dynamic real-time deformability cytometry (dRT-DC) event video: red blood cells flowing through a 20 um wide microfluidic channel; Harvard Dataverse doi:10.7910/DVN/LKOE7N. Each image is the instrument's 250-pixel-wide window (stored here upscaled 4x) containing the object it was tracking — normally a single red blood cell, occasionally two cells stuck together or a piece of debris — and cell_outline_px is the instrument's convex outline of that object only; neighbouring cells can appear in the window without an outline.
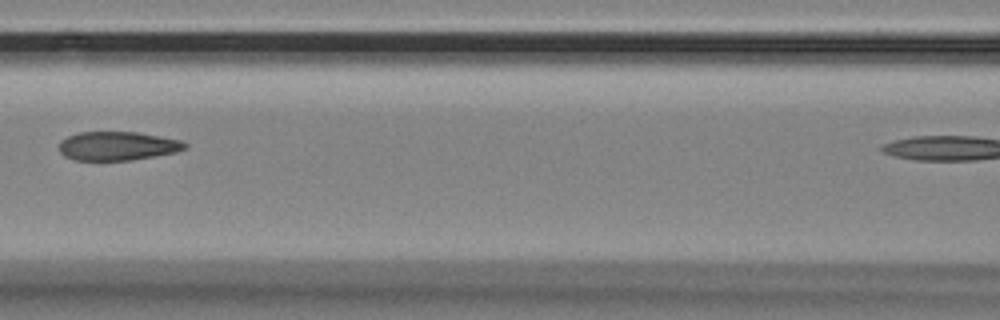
{"species": "Egyptian fruit bat (a non-hibernating species)", "species_latin": "Rousettus aegyptiacus", "temperature_condition": "room temperature", "stored_images_in_passage": 9, "segment_of_instrument_passage": [1, 2], "camera_frame_rate_fps": 3000, "um_per_image_px": 0.085, "animal": {"sex": "female"}, "frame": {"image": 1, "passage_image": 6, "time_ms": 1.667, "image_size_px": [1000, 320], "cell_outline_px": [[188, 148], [176, 152], [156, 156], [132, 160], [76, 160], [64, 156], [60, 152], [60, 140], [68, 136], [80, 132], [136, 132], [160, 136], [180, 140], [188, 144]], "centroid_in_image_um": [10.01, 12.41], "position_along_channel_um": 156.6, "area_um2": 21.15}}
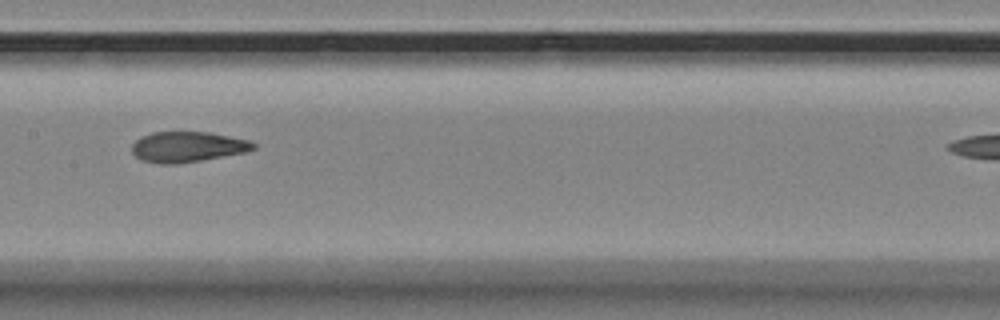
{"frame": {"image": 2, "passage_image": 7, "time_ms": 2.0, "image_size_px": [1000, 320], "cell_outline_px": [[256, 148], [244, 152], [200, 160], [176, 164], [160, 164], [140, 160], [132, 152], [132, 144], [140, 136], [152, 132], [208, 132], [248, 140], [256, 144]], "centroid_in_image_um": [15.89, 12.48], "position_along_channel_um": 191.5, "area_um2": 21.44}}
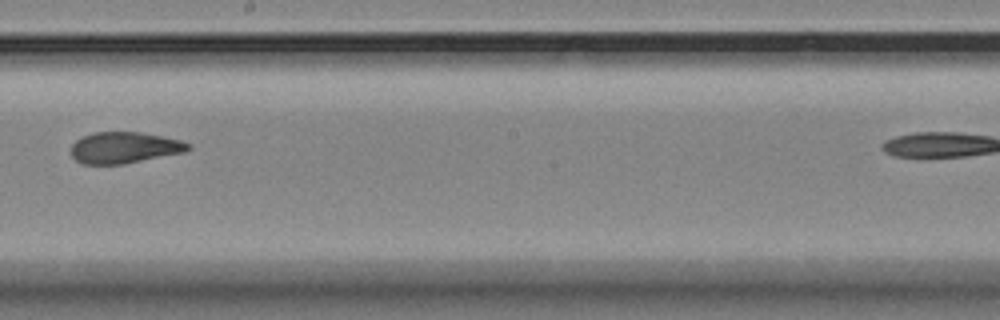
{"frame": {"image": 3, "passage_image": 8, "time_ms": 2.333, "image_size_px": [1000, 320], "cell_outline_px": [[192, 148], [184, 152], [124, 164], [84, 164], [76, 160], [72, 156], [72, 144], [76, 140], [92, 132], [140, 132], [180, 140], [192, 144]], "centroid_in_image_um": [10.58, 12.55], "position_along_channel_um": 237.6, "area_um2": 21.27}}